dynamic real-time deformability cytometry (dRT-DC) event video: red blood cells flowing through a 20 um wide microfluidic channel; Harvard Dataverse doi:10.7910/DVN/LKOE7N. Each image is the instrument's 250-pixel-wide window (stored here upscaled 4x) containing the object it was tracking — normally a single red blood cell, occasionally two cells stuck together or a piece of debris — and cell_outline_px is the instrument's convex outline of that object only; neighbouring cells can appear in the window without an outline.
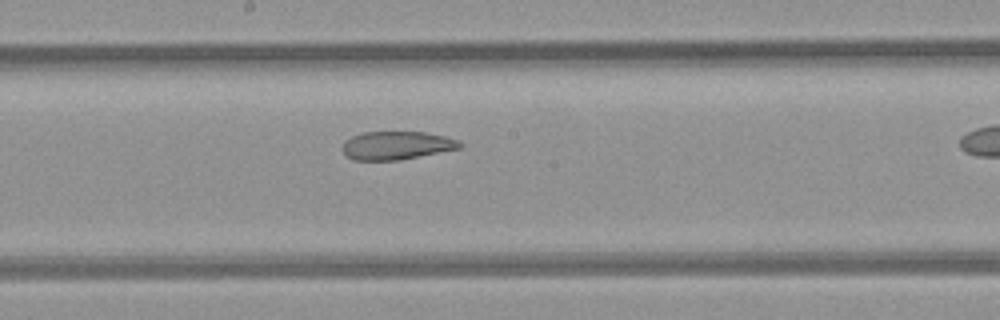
{"species": "common noctule bat (a hibernating species)", "species_latin": "Nyctalus noctula", "temperature_condition": "room temperature", "stored_images_in_passage": 10, "segment_of_instrument_passage": [1, 2], "camera_frame_rate_fps": 3000, "um_per_image_px": 0.085, "animal": {"sex": "female", "body_mass_g": 21.9}, "frame": {"image": 1, "passage_image": 9, "time_ms": 10.0, "image_size_px": [1000, 320], "cell_outline_px": [[464, 144], [460, 148], [400, 160], [352, 160], [340, 148], [344, 140], [352, 136], [364, 132], [424, 132], [444, 136], [460, 140]], "centroid_in_image_um": [33.7, 12.36], "position_along_channel_um": 214.5, "area_um2": 19.42}}